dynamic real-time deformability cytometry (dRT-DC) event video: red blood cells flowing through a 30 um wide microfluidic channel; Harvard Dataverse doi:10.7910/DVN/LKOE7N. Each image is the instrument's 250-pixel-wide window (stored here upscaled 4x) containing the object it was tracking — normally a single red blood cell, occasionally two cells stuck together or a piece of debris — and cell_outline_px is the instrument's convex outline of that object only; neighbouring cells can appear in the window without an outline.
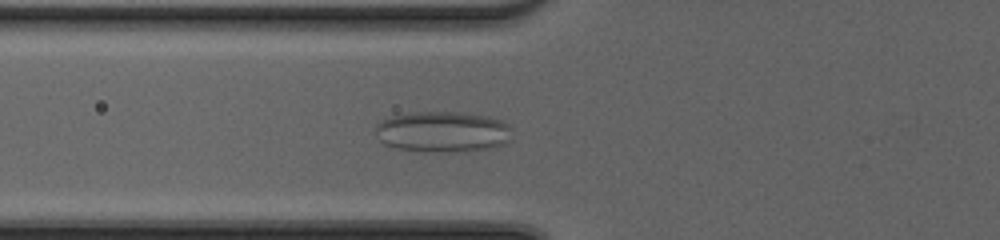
{"species": "common noctule bat (a hibernating species)", "species_latin": "Nyctalus noctula", "temperature_condition": "cold", "stored_images_in_passage": 28, "camera_frame_rate_fps": 3000, "um_per_image_px": 0.085, "animal": {"sex": "female", "body_mass_g": 20.0, "forearm_length_mm": 54.0}, "frame": {"image": 1, "passage_image": 2, "time_ms": 0.333, "image_size_px": [1000, 240], "cell_outline_px": [[512, 140], [504, 144], [488, 148], [456, 152], [432, 152], [400, 148], [384, 144], [380, 140], [376, 132], [376, 124], [380, 120], [388, 116], [408, 112], [460, 112], [488, 116], [500, 120], [508, 124], [512, 128]], "centroid_in_image_um": [37.65, 11.19], "position_along_channel_um": 88.2, "area_um2": 32.83}}
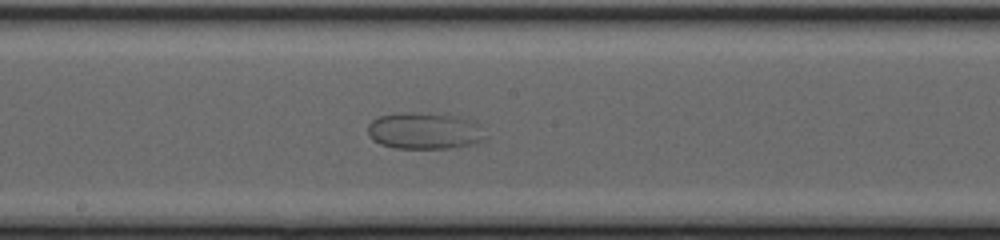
{"frame": {"image": 2, "passage_image": 11, "time_ms": 3.333, "image_size_px": [1000, 240], "cell_outline_px": [[484, 140], [472, 144], [448, 148], [396, 148], [380, 144], [368, 132], [368, 124], [372, 120], [380, 116], [396, 112], [412, 112], [456, 116], [476, 120], [480, 124], [484, 136]], "centroid_in_image_um": [36.1, 11.11], "position_along_channel_um": 212.1, "area_um2": 25.03}}
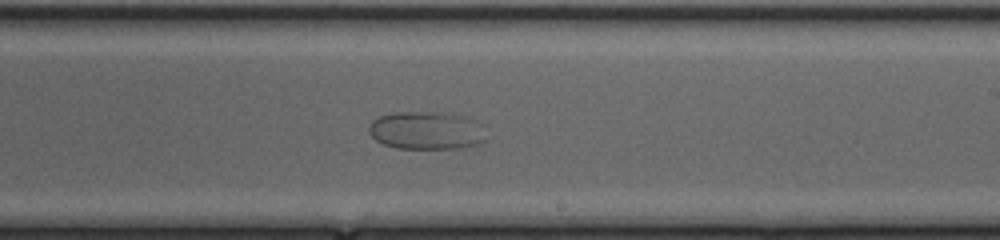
{"frame": {"image": 3, "passage_image": 14, "time_ms": 4.333, "image_size_px": [1000, 240], "cell_outline_px": [[488, 140], [476, 144], [456, 148], [396, 148], [384, 144], [376, 140], [368, 132], [368, 124], [372, 120], [380, 116], [396, 112], [432, 112], [468, 116], [484, 124]], "centroid_in_image_um": [36.29, 11.08], "position_along_channel_um": 252.7, "area_um2": 26.3}}